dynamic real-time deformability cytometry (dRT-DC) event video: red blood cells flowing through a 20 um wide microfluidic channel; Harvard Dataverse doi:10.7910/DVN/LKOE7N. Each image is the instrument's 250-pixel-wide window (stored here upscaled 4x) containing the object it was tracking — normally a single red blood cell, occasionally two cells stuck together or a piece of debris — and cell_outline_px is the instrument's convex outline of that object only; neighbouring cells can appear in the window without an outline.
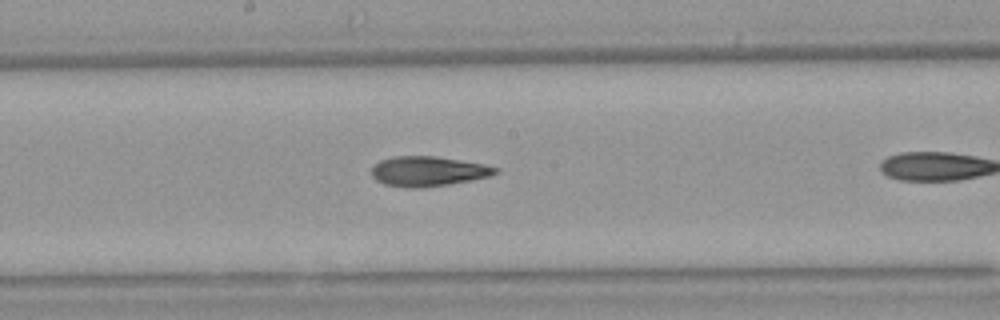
{"species": "Egyptian fruit bat (a non-hibernating species)", "species_latin": "Rousettus aegyptiacus", "temperature_condition": "warm", "stored_images_in_passage": 24, "camera_frame_rate_fps": 3000, "um_per_image_px": 0.085, "animal": {"sex": "female"}, "frame": {"image": 1, "passage_image": 11, "time_ms": 3.333, "image_size_px": [1000, 320], "cell_outline_px": [[496, 172], [492, 176], [472, 180], [448, 184], [420, 188], [404, 188], [384, 184], [376, 180], [372, 176], [372, 164], [380, 160], [392, 156], [436, 156], [484, 164], [496, 168]], "centroid_in_image_um": [36.33, 14.56], "position_along_channel_um": 211.9, "area_um2": 21.68}}
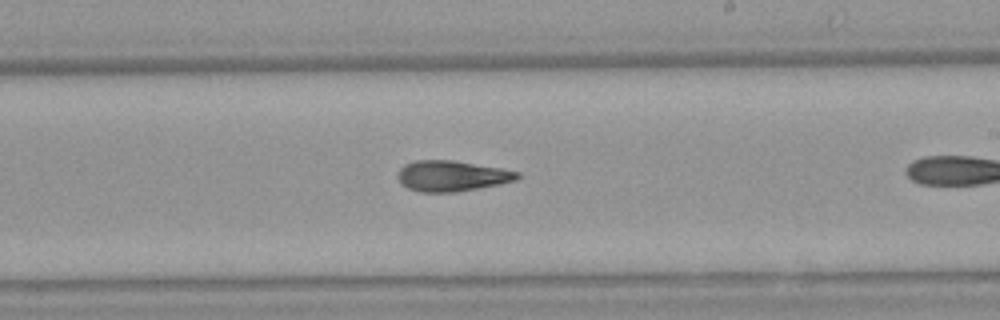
{"frame": {"image": 2, "passage_image": 14, "time_ms": 4.333, "image_size_px": [1000, 320], "cell_outline_px": [[520, 176], [516, 180], [456, 192], [420, 192], [408, 188], [400, 184], [396, 176], [396, 172], [404, 164], [416, 160], [452, 160], [500, 168], [520, 172]], "centroid_in_image_um": [38.33, 14.95], "position_along_channel_um": 250.7, "area_um2": 21.33}}
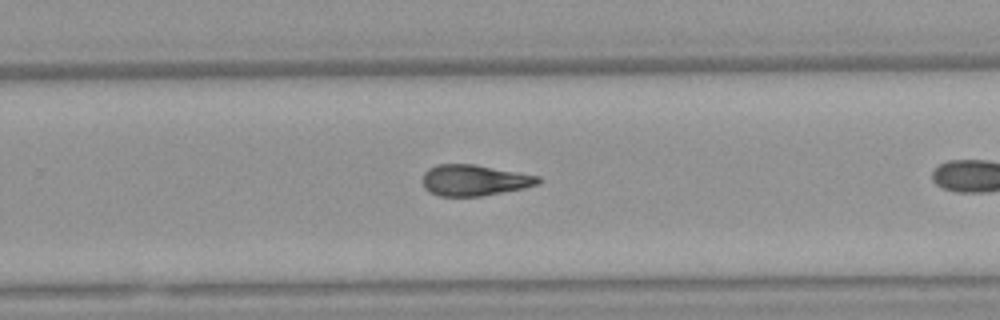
{"frame": {"image": 3, "passage_image": 17, "time_ms": 5.333, "image_size_px": [1000, 320], "cell_outline_px": [[540, 184], [524, 188], [480, 196], [440, 196], [428, 192], [424, 188], [424, 172], [428, 168], [436, 164], [476, 164], [540, 176]], "centroid_in_image_um": [40.32, 15.31], "position_along_channel_um": 289.5, "area_um2": 20.98}}